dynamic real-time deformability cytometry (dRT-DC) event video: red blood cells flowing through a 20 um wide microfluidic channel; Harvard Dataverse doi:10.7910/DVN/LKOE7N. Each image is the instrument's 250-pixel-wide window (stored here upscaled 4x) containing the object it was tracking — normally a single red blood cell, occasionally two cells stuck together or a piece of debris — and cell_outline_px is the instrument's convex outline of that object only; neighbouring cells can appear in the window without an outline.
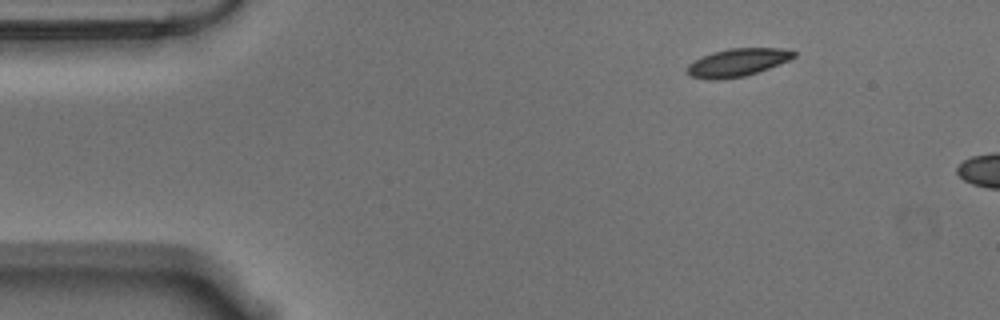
{"species": "Egyptian fruit bat (a non-hibernating species)", "species_latin": "Rousettus aegyptiacus", "temperature_condition": "warm", "stored_images_in_passage": 7, "camera_frame_rate_fps": 3000, "um_per_image_px": 0.085, "animal": {"sex": "male"}, "frame": {"image": 1, "passage_image": 1, "time_ms": 0.0, "image_size_px": [1000, 320], "cell_outline_px": [[796, 56], [788, 60], [768, 68], [744, 76], [720, 80], [708, 80], [692, 76], [688, 72], [688, 64], [700, 56], [712, 52], [728, 48], [780, 48], [796, 52]], "centroid_in_image_um": [62.65, 5.3], "position_along_channel_um": 22.4, "area_um2": 17.22}}